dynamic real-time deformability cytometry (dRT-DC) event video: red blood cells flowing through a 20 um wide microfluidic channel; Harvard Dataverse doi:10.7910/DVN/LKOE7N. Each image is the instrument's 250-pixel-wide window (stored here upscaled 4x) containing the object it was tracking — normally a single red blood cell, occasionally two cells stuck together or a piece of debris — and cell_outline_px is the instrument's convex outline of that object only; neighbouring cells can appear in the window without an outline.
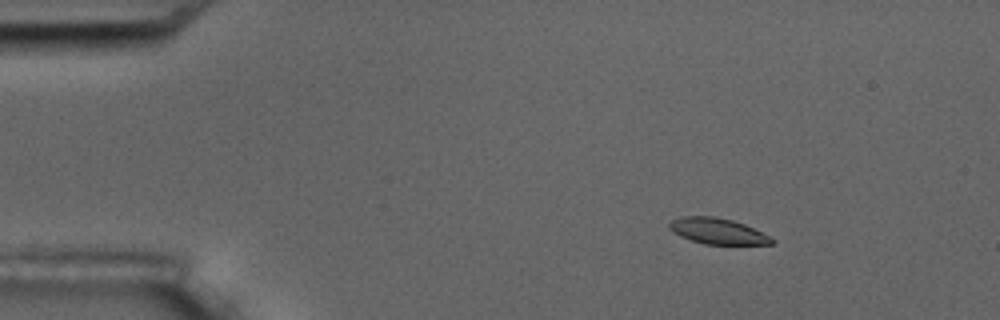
{"species": "common noctule bat (a hibernating species)", "species_latin": "Nyctalus noctula", "temperature_condition": "room temperature", "stored_images_in_passage": 9, "camera_frame_rate_fps": 3000, "um_per_image_px": 0.085, "animal": {"sex": "male", "body_mass_g": 17.5, "forearm_length_mm": 52.3}, "frame": {"image": 1, "passage_image": 2, "time_ms": 1.333, "image_size_px": [1000, 320], "cell_outline_px": [[776, 244], [704, 244], [680, 236], [672, 232], [668, 228], [668, 224], [672, 220], [680, 216], [716, 216], [732, 220], [744, 224], [776, 240]], "centroid_in_image_um": [60.96, 19.64], "position_along_channel_um": 24.0, "area_um2": 15.43}}
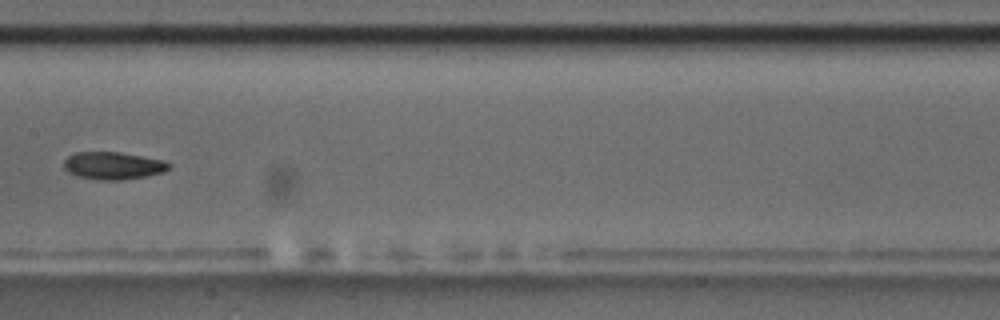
{"frame": {"image": 2, "passage_image": 8, "time_ms": 8.333, "image_size_px": [1000, 320], "cell_outline_px": [[172, 164], [164, 172], [148, 176], [120, 180], [100, 180], [76, 176], [68, 172], [64, 168], [64, 160], [68, 156], [76, 152], [120, 152], [164, 160]], "centroid_in_image_um": [9.62, 14.08], "position_along_channel_um": 197.8, "area_um2": 16.94}}
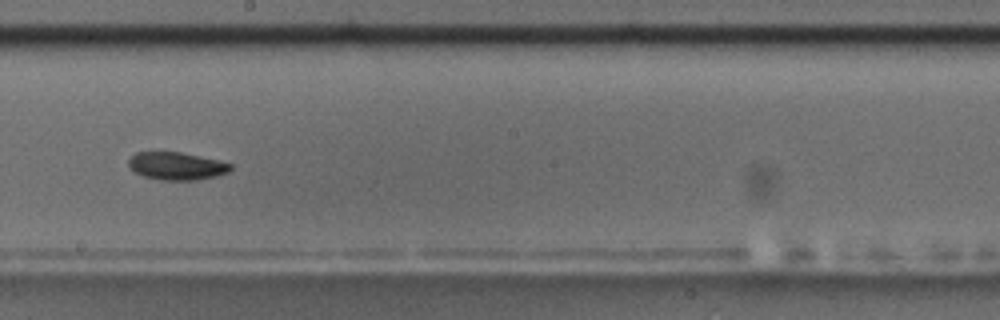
{"frame": {"image": 3, "passage_image": 9, "time_ms": 9.333, "image_size_px": [1000, 320], "cell_outline_px": [[232, 168], [228, 172], [216, 176], [196, 180], [160, 180], [144, 176], [136, 172], [128, 164], [128, 160], [136, 152], [180, 152], [220, 160], [232, 164]], "centroid_in_image_um": [15.04, 14.11], "position_along_channel_um": 233.2, "area_um2": 16.42}}